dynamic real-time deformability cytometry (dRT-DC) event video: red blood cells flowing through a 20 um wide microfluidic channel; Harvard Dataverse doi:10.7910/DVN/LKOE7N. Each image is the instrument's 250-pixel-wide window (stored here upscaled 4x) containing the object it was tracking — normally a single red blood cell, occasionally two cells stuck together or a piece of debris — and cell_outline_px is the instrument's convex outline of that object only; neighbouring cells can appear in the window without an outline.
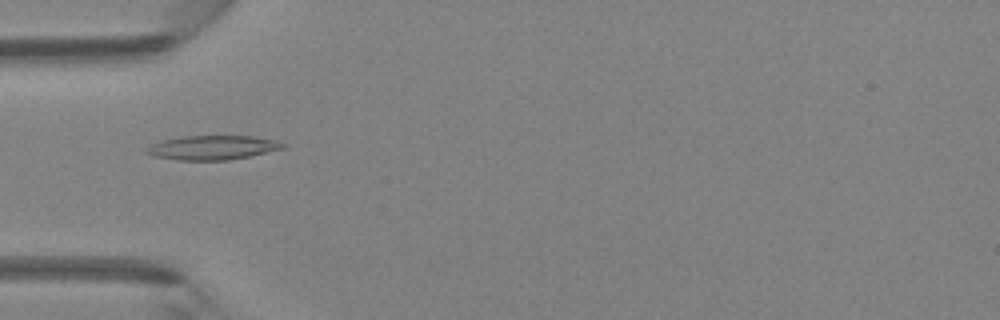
{"species": "Egyptian fruit bat (a non-hibernating species)", "species_latin": "Rousettus aegyptiacus", "temperature_condition": "room temperature", "stored_images_in_passage": 5, "camera_frame_rate_fps": 3000, "um_per_image_px": 0.085, "animal": {"sex": "female"}, "frame": {"image": 1, "passage_image": 5, "time_ms": 4.333, "image_size_px": [1000, 320], "cell_outline_px": [[288, 148], [228, 160], [176, 160], [152, 156], [144, 152], [144, 148], [152, 144], [164, 140], [184, 136], [256, 136], [276, 140], [288, 144]], "centroid_in_image_um": [18.1, 12.54], "position_along_channel_um": 66.9, "area_um2": 19.48}}